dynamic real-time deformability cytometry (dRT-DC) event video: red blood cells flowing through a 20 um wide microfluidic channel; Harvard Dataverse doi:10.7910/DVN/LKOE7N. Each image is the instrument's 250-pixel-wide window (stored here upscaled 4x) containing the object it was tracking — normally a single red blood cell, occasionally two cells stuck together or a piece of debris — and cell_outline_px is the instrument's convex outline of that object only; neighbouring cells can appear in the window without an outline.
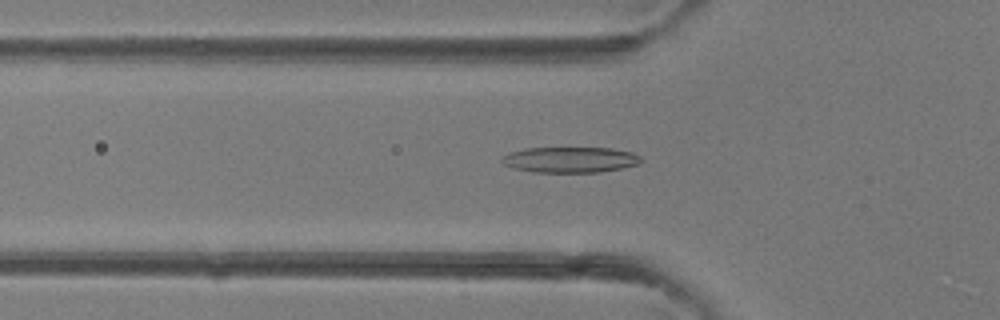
{"species": "common noctule bat (a hibernating species)", "species_latin": "Nyctalus noctula", "temperature_condition": "room temperature", "stored_images_in_passage": 41, "camera_frame_rate_fps": 3000, "um_per_image_px": 0.085, "animal": {"sex": "female"}, "frame": {"image": 1, "passage_image": 14, "time_ms": 4.333, "image_size_px": [1000, 320], "cell_outline_px": [[644, 160], [640, 164], [600, 172], [532, 172], [512, 168], [504, 164], [500, 160], [504, 156], [512, 152], [524, 148], [612, 148], [632, 152], [640, 156]], "centroid_in_image_um": [48.49, 13.58], "position_along_channel_um": 77.3, "area_um2": 20.87}}
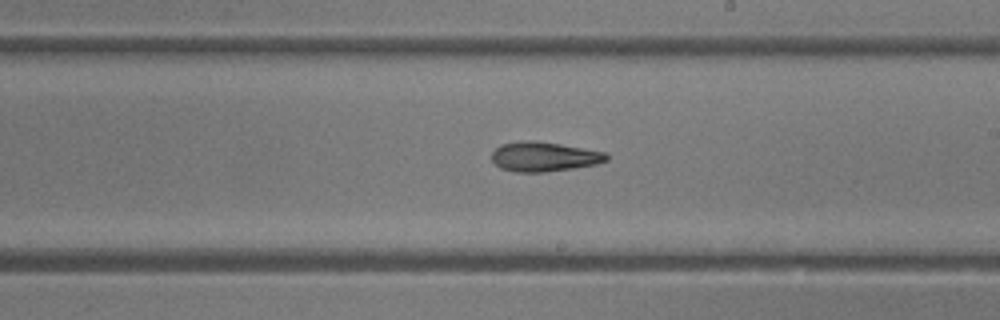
{"frame": {"image": 2, "passage_image": 24, "time_ms": 7.667, "image_size_px": [1000, 320], "cell_outline_px": [[608, 160], [596, 164], [572, 168], [544, 172], [516, 172], [500, 168], [492, 160], [492, 152], [500, 144], [524, 140], [536, 140], [560, 144], [604, 152], [608, 156]], "centroid_in_image_um": [46.21, 13.31], "position_along_channel_um": 242.8, "area_um2": 19.71}}
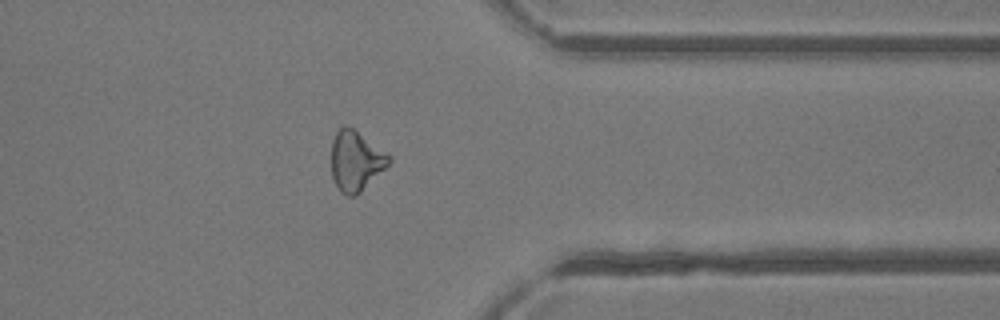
{"frame": {"image": 3, "passage_image": 33, "time_ms": 10.667, "image_size_px": [1000, 320], "cell_outline_px": [[392, 160], [356, 196], [348, 196], [340, 192], [332, 176], [332, 140], [336, 132], [344, 124], [348, 124], [388, 152], [392, 156]], "centroid_in_image_um": [30.25, 13.63], "position_along_channel_um": 381.2, "area_um2": 20.23}}